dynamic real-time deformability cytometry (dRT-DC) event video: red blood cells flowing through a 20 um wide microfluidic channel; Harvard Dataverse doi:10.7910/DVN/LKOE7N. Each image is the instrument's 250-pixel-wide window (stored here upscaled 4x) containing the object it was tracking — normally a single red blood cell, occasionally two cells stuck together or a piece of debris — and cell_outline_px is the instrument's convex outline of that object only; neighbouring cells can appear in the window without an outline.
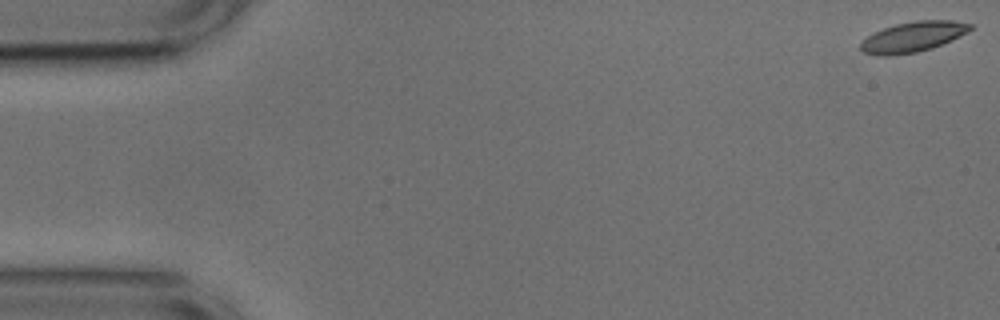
{"species": "common noctule bat (a hibernating species)", "species_latin": "Nyctalus noctula", "temperature_condition": "cold", "stored_images_in_passage": 54, "camera_frame_rate_fps": 3000, "um_per_image_px": 0.085, "animal": {"sex": "male", "body_mass_g": 17.9, "forearm_length_mm": 54.2}, "frame": {"image": 1, "passage_image": 1, "time_ms": 0.0, "image_size_px": [1000, 320], "cell_outline_px": [[972, 28], [968, 32], [952, 40], [932, 48], [916, 52], [888, 56], [880, 56], [864, 52], [860, 48], [860, 44], [872, 32], [896, 24], [916, 20], [952, 20], [972, 24]], "centroid_in_image_um": [77.61, 3.13], "position_along_channel_um": 7.4, "area_um2": 19.31}}
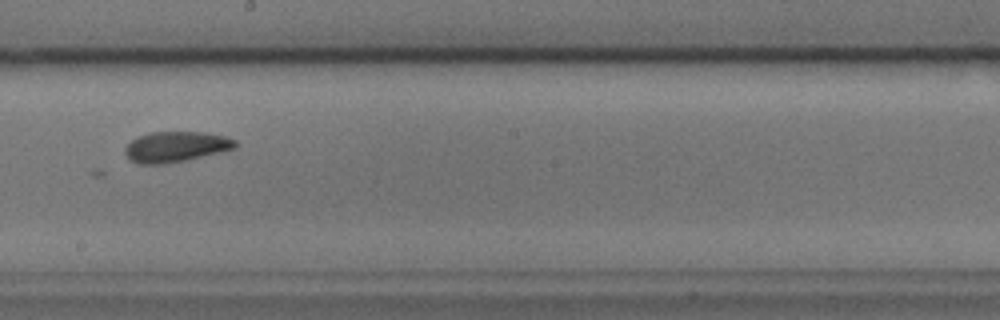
{"frame": {"image": 2, "passage_image": 30, "time_ms": 9.667, "image_size_px": [1000, 320], "cell_outline_px": [[236, 148], [188, 160], [168, 164], [136, 164], [128, 160], [124, 152], [124, 148], [136, 136], [152, 132], [204, 132], [224, 136], [236, 140]], "centroid_in_image_um": [14.9, 12.49], "position_along_channel_um": 233.3, "area_um2": 19.88}}
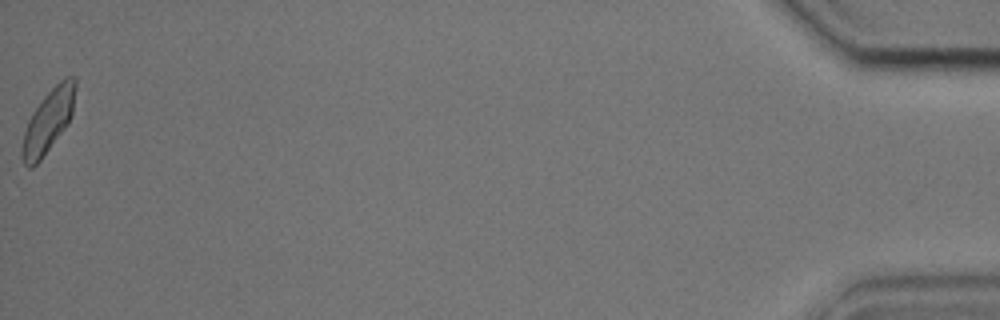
{"frame": {"image": 3, "passage_image": 54, "time_ms": 17.667, "image_size_px": [1000, 320], "cell_outline_px": [[76, 88], [72, 112], [68, 124], [40, 160], [32, 168], [28, 168], [24, 164], [20, 156], [20, 152], [24, 132], [28, 120], [32, 112], [44, 96], [64, 76], [76, 76]], "centroid_in_image_um": [4.09, 10.28], "position_along_channel_um": 431.1, "area_um2": 19.65}, "authors_computed_cell_mechanics": {"area_um2": 19.1896, "velocity_mm_per_s": 3.7123, "shape_relaxation_time_tau1_ms": 4.0523, "shape_relaxation_time_tau2_ms": 2.27, "deformation_change_tau1": 0.1273, "deformation_change_tau2": 0.0792}}